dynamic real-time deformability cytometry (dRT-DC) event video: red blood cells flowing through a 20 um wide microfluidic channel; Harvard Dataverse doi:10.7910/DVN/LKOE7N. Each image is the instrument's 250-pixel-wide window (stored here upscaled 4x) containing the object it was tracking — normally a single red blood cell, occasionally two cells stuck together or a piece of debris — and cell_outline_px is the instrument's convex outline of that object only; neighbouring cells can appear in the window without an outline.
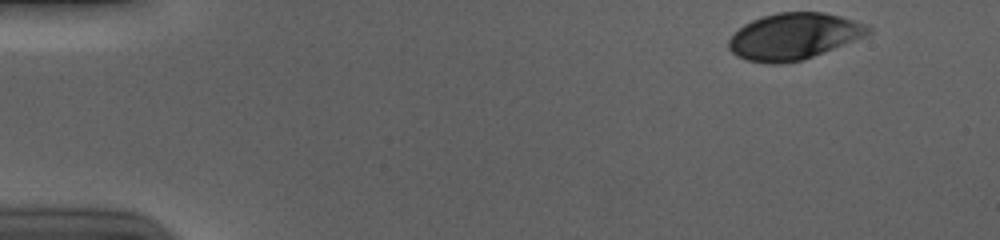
{"species": "human", "species_latin": "Homo sapiens", "temperature_condition": "cold", "stored_images_in_passage": 52, "camera_frame_rate_fps": 3000, "um_per_image_px": 0.085, "donor": {"sex": "male"}, "frame": {"image": 1, "passage_image": 1, "time_ms": 0.0, "image_size_px": [1000, 240], "cell_outline_px": [[872, 32], [864, 36], [804, 60], [780, 64], [772, 64], [748, 60], [736, 56], [728, 48], [728, 40], [744, 24], [752, 20], [764, 16], [780, 12], [824, 12], [840, 16], [868, 24], [872, 28]], "centroid_in_image_um": [67.48, 3.09], "position_along_channel_um": 17.5, "area_um2": 37.63}}
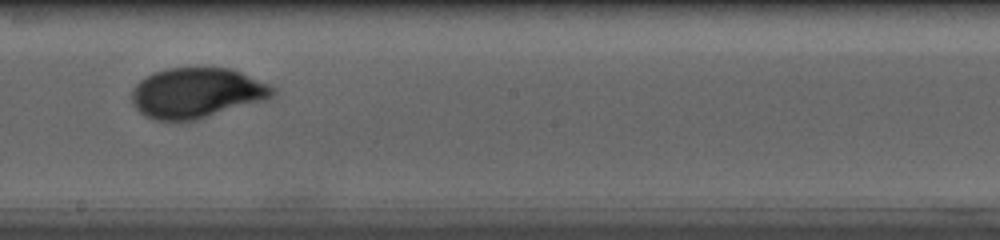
{"frame": {"image": 2, "passage_image": 28, "time_ms": 9.0, "image_size_px": [1000, 240], "cell_outline_px": [[276, 92], [268, 100], [196, 120], [176, 124], [156, 120], [144, 116], [132, 104], [132, 88], [140, 80], [152, 72], [168, 68], [228, 68], [240, 72], [268, 84], [276, 88]], "centroid_in_image_um": [16.69, 7.94], "position_along_channel_um": 231.5, "area_um2": 41.96}}
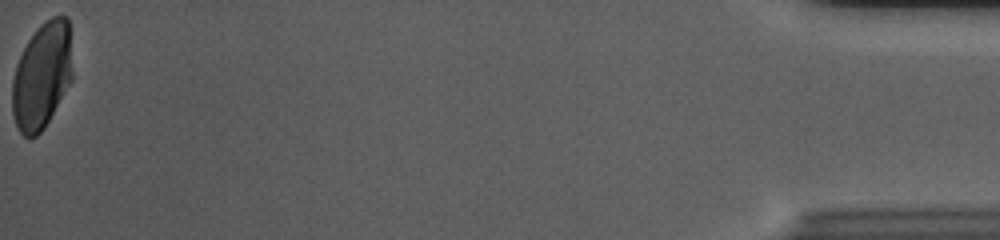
{"frame": {"image": 3, "passage_image": 52, "time_ms": 17.0, "image_size_px": [1000, 240], "cell_outline_px": [[72, 80], [44, 128], [36, 136], [28, 140], [20, 132], [16, 124], [12, 112], [12, 80], [16, 64], [28, 40], [36, 28], [40, 24], [52, 16], [68, 16], [72, 72]], "centroid_in_image_um": [3.55, 6.44], "position_along_channel_um": 431.6, "area_um2": 37.45}, "authors_computed_cell_mechanics": {"area_um2": 40.2866, "velocity_mm_per_s": 3.6834, "shape_relaxation_time_tau1_ms": 4.2552, "shape_relaxation_time_tau2_ms": null, "deformation_change_tau1": 0.165, "deformation_change_tau2": null}}